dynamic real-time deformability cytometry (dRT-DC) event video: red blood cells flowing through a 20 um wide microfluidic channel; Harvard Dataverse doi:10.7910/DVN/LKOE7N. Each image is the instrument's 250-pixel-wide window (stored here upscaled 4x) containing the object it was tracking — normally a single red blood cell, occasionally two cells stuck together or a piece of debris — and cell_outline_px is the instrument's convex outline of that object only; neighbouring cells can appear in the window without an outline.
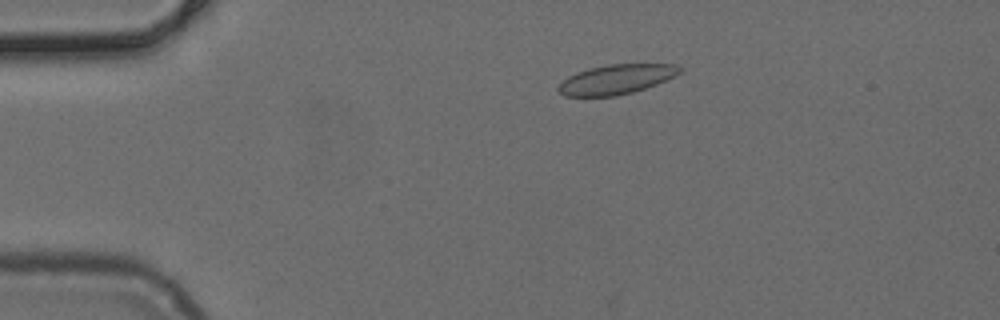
{"species": "common noctule bat (a hibernating species)", "species_latin": "Nyctalus noctula", "temperature_condition": "cold", "stored_images_in_passage": 51, "camera_frame_rate_fps": 3000, "um_per_image_px": 0.085, "animal": {"sex": "female", "body_mass_g": 24.6, "forearm_length_mm": 56.2}, "frame": {"image": 1, "passage_image": 10, "time_ms": 3.0, "image_size_px": [1000, 320], "cell_outline_px": [[684, 68], [676, 76], [656, 84], [632, 92], [616, 96], [564, 96], [556, 88], [568, 76], [576, 72], [588, 68], [608, 64], [676, 64]], "centroid_in_image_um": [52.39, 6.73], "position_along_channel_um": 32.6, "area_um2": 20.98}}
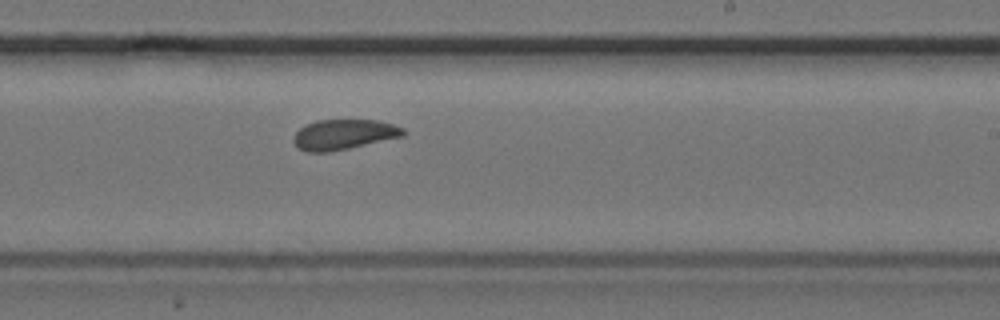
{"frame": {"image": 2, "passage_image": 31, "time_ms": 10.0, "image_size_px": [1000, 320], "cell_outline_px": [[404, 136], [348, 148], [328, 152], [304, 152], [292, 140], [296, 132], [300, 128], [316, 120], [380, 120], [404, 128]], "centroid_in_image_um": [29.22, 11.43], "position_along_channel_um": 259.8, "area_um2": 19.13}}
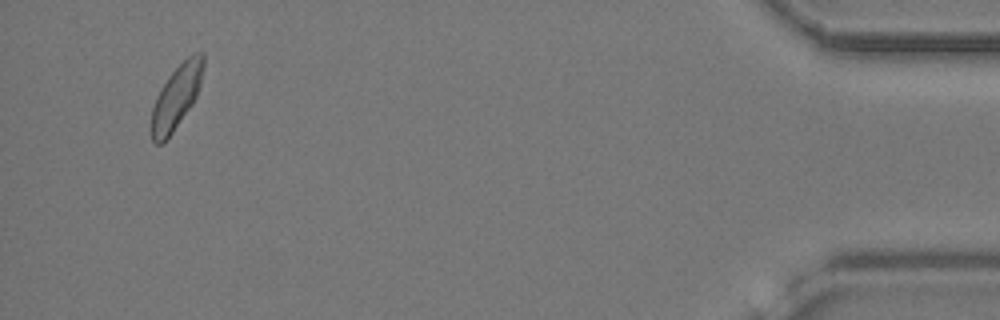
{"frame": {"image": 3, "passage_image": 49, "time_ms": 16.0, "image_size_px": [1000, 320], "cell_outline_px": [[204, 68], [200, 84], [196, 96], [192, 104], [164, 144], [152, 144], [148, 128], [152, 108], [156, 96], [160, 88], [168, 76], [192, 52], [204, 52]], "centroid_in_image_um": [14.94, 8.3], "position_along_channel_um": 420.3, "area_um2": 19.83}}